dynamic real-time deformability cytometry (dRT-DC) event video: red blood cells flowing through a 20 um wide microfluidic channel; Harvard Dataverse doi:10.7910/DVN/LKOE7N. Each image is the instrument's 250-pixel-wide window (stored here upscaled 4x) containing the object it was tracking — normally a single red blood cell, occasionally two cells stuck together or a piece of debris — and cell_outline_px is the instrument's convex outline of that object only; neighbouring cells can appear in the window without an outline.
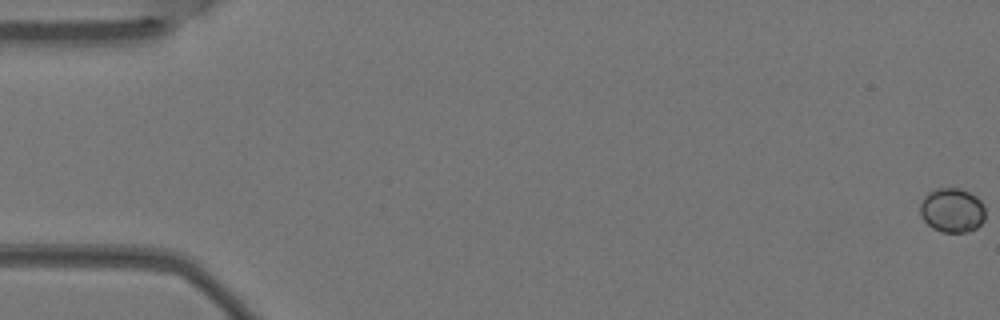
{"species": "Egyptian fruit bat (a non-hibernating species)", "species_latin": "Rousettus aegyptiacus", "temperature_condition": "warm", "stored_images_in_passage": 9, "camera_frame_rate_fps": 3000, "um_per_image_px": 0.085, "animal": {"sex": "female"}, "frame": {"image": 1, "passage_image": 1, "time_ms": 0.0, "image_size_px": [1000, 320], "cell_outline_px": [[984, 220], [976, 228], [968, 232], [944, 232], [932, 228], [920, 216], [920, 204], [924, 196], [928, 192], [936, 188], [960, 188], [976, 196], [980, 200], [984, 208]], "centroid_in_image_um": [80.91, 17.87], "position_along_channel_um": 4.1, "area_um2": 16.88}}
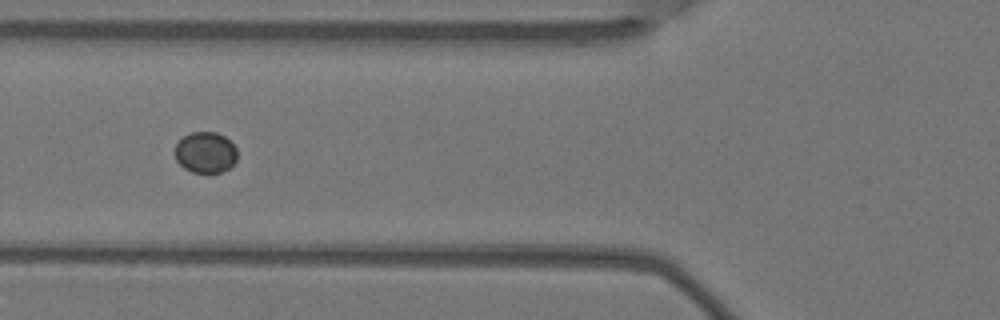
{"frame": {"image": 2, "passage_image": 6, "time_ms": 1.667, "image_size_px": [1000, 320], "cell_outline_px": [[236, 160], [228, 168], [220, 172], [192, 172], [184, 168], [176, 160], [176, 144], [184, 136], [192, 132], [216, 132], [224, 136], [236, 148]], "centroid_in_image_um": [17.46, 12.95], "position_along_channel_um": 108.3, "area_um2": 14.62}}
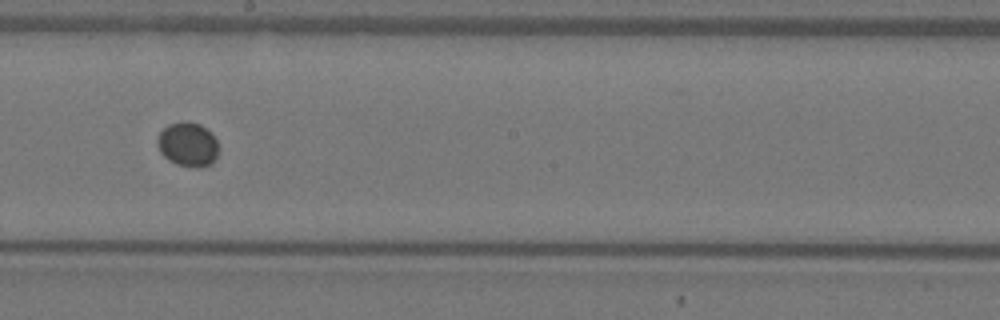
{"frame": {"image": 3, "passage_image": 9, "time_ms": 2.667, "image_size_px": [1000, 320], "cell_outline_px": [[216, 156], [212, 164], [200, 168], [196, 168], [176, 164], [168, 160], [160, 152], [156, 144], [156, 140], [160, 132], [168, 124], [200, 124], [208, 128], [212, 132], [216, 140]], "centroid_in_image_um": [15.95, 12.32], "position_along_channel_um": 232.2, "area_um2": 15.55}}